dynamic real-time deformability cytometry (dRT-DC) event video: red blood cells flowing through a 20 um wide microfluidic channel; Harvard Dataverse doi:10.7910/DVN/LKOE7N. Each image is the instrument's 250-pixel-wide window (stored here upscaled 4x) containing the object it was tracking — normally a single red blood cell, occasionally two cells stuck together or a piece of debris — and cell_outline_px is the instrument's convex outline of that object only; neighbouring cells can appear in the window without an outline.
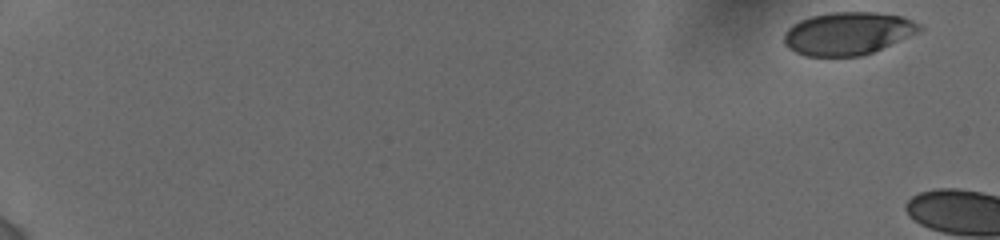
{"species": "human", "species_latin": "Homo sapiens", "temperature_condition": "cold", "stored_images_in_passage": 12, "camera_frame_rate_fps": 3000, "um_per_image_px": 0.085, "donor": {"sex": "female"}, "frame": {"image": 1, "passage_image": 1, "time_ms": 0.0, "image_size_px": [1000, 240], "cell_outline_px": [[924, 28], [920, 32], [872, 52], [860, 56], [804, 56], [788, 48], [784, 44], [784, 32], [792, 24], [800, 20], [812, 16], [832, 12], [872, 12], [904, 16], [920, 24]], "centroid_in_image_um": [72.07, 2.84], "position_along_channel_um": 12.9, "area_um2": 33.87}}